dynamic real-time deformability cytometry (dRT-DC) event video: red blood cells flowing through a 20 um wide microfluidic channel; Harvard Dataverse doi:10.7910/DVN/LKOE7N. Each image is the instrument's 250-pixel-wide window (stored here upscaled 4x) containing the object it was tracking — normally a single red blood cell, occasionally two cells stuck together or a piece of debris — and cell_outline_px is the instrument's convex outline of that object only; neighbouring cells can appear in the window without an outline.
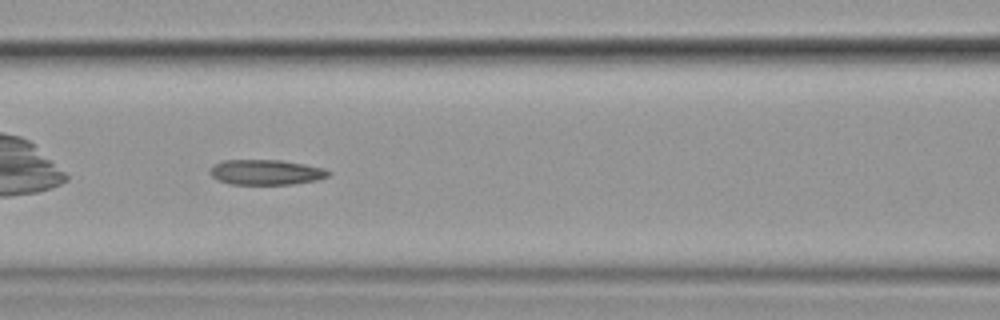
{"species": "common noctule bat (a hibernating species)", "species_latin": "Nyctalus noctula", "temperature_condition": "cold", "stored_images_in_passage": 41, "camera_frame_rate_fps": 3000, "um_per_image_px": 0.085, "animal": {"sex": "female", "body_mass_g": 19.9}, "frame": {"image": 1, "passage_image": 9, "time_ms": 2.667, "image_size_px": [1000, 320], "cell_outline_px": [[332, 172], [328, 176], [316, 180], [292, 184], [228, 184], [216, 180], [208, 172], [212, 164], [224, 160], [280, 160], [304, 164], [324, 168]], "centroid_in_image_um": [22.56, 14.64], "position_along_channel_um": 144.0, "area_um2": 17.51}}
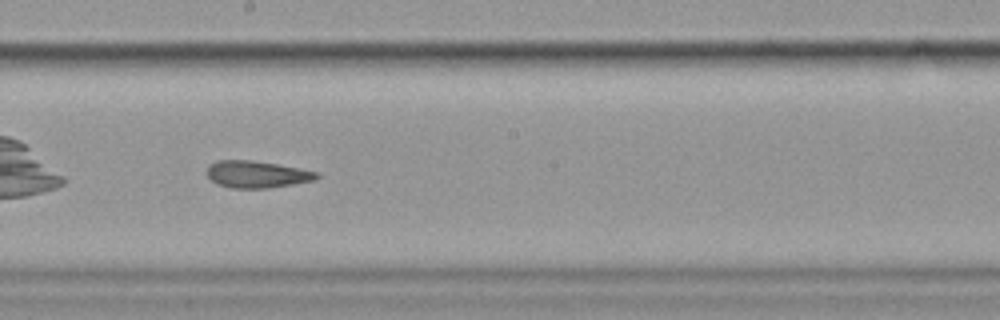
{"frame": {"image": 2, "passage_image": 16, "time_ms": 5.0, "image_size_px": [1000, 320], "cell_outline_px": [[320, 176], [316, 180], [268, 188], [232, 188], [216, 184], [208, 176], [208, 164], [216, 160], [252, 160], [300, 168], [320, 172]], "centroid_in_image_um": [21.85, 14.81], "position_along_channel_um": 226.4, "area_um2": 17.34}}
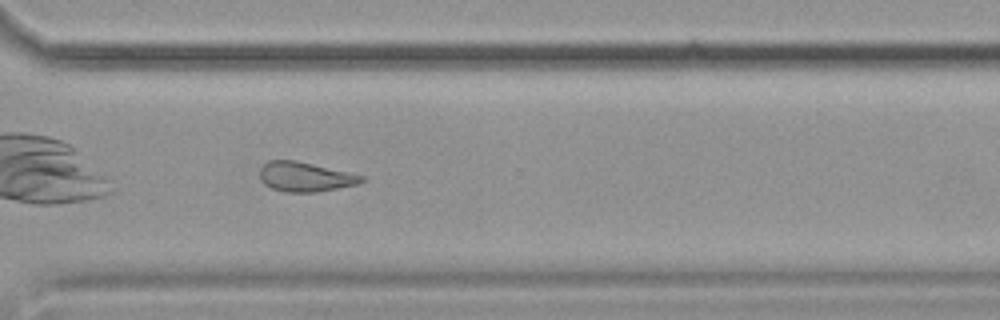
{"frame": {"image": 3, "passage_image": 26, "time_ms": 8.333, "image_size_px": [1000, 320], "cell_outline_px": [[368, 180], [360, 184], [316, 192], [284, 192], [272, 188], [264, 184], [260, 180], [260, 168], [268, 160], [296, 160], [364, 176]], "centroid_in_image_um": [25.95, 15.03], "position_along_channel_um": 344.7, "area_um2": 17.63}, "authors_computed_cell_mechanics": {"area_um2": 17.9758, "velocity_mm_per_s": 3.5421, "shape_relaxation_time_tau1_ms": null, "shape_relaxation_time_tau2_ms": 4.4111, "deformation_change_tau1": null, "deformation_change_tau2": 0.1458}}